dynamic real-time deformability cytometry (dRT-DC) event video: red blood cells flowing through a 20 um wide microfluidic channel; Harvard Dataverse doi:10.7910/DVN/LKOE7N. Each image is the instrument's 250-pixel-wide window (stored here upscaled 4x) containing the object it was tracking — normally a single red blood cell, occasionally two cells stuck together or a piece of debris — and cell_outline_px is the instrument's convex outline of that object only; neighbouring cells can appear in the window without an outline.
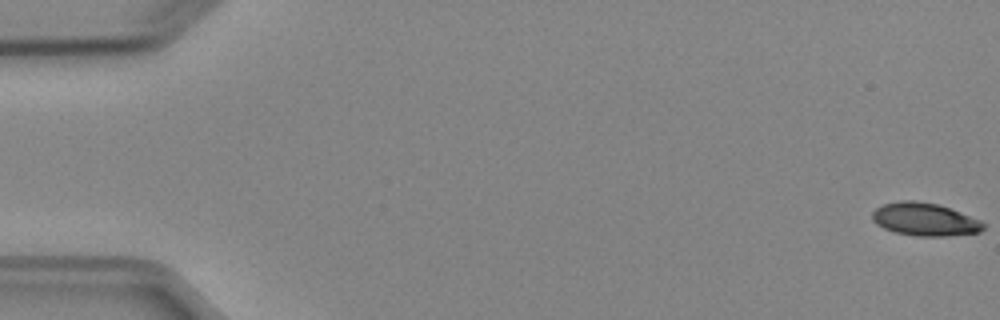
{"species": "Egyptian fruit bat (a non-hibernating species)", "species_latin": "Rousettus aegyptiacus", "temperature_condition": "cold", "stored_images_in_passage": 52, "camera_frame_rate_fps": 3000, "um_per_image_px": 0.085, "animal": {"sex": "female"}, "frame": {"image": 1, "passage_image": 1, "time_ms": 0.0, "image_size_px": [1000, 320], "cell_outline_px": [[984, 228], [980, 232], [944, 236], [920, 236], [896, 232], [884, 228], [876, 224], [872, 220], [872, 212], [876, 208], [884, 204], [900, 200], [916, 200], [936, 204], [960, 212], [980, 220], [984, 224]], "centroid_in_image_um": [78.58, 18.64], "position_along_channel_um": 6.4, "area_um2": 21.1}}
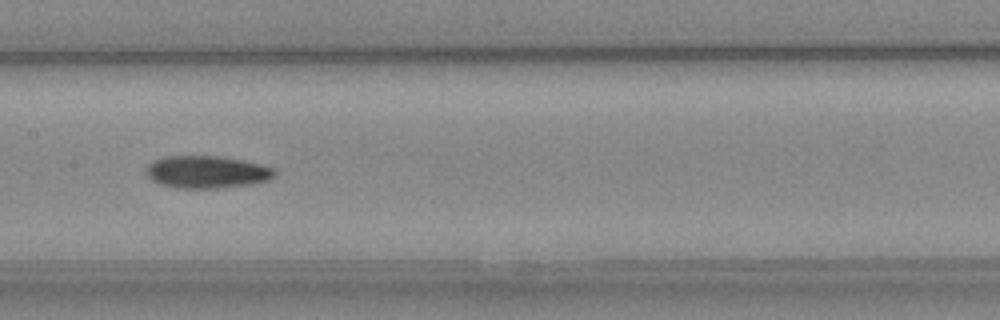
{"frame": {"image": 2, "passage_image": 27, "time_ms": 8.667, "image_size_px": [1000, 320], "cell_outline_px": [[276, 176], [268, 180], [252, 184], [220, 188], [176, 188], [160, 184], [152, 180], [144, 172], [144, 168], [152, 160], [164, 156], [220, 156], [260, 164], [276, 168]], "centroid_in_image_um": [17.56, 14.62], "position_along_channel_um": 189.8, "area_um2": 24.57}}
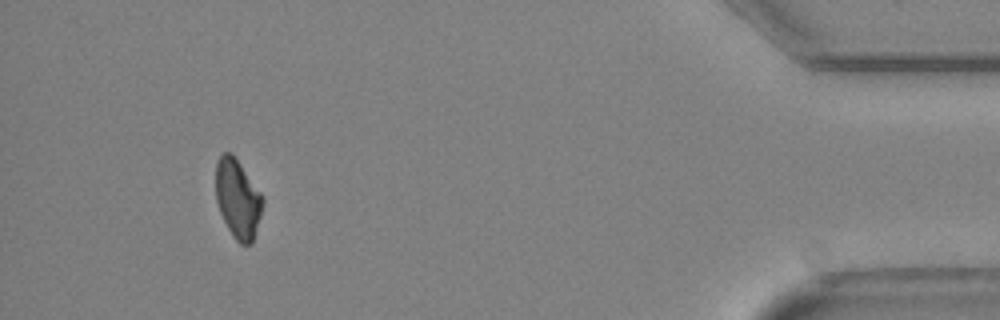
{"frame": {"image": 3, "passage_image": 49, "time_ms": 16.0, "image_size_px": [1000, 320], "cell_outline_px": [[264, 200], [260, 216], [252, 244], [240, 244], [232, 236], [220, 212], [216, 200], [216, 160], [224, 152], [232, 152], [264, 196]], "centroid_in_image_um": [20.21, 16.87], "position_along_channel_um": 415.0, "area_um2": 21.68}, "authors_computed_cell_mechanics": {"area_um2": 22.8888, "velocity_mm_per_s": 3.9318, "shape_relaxation_time_tau1_ms": 4.7132, "shape_relaxation_time_tau2_ms": null, "deformation_change_tau1": 0.1178, "deformation_change_tau2": null}}